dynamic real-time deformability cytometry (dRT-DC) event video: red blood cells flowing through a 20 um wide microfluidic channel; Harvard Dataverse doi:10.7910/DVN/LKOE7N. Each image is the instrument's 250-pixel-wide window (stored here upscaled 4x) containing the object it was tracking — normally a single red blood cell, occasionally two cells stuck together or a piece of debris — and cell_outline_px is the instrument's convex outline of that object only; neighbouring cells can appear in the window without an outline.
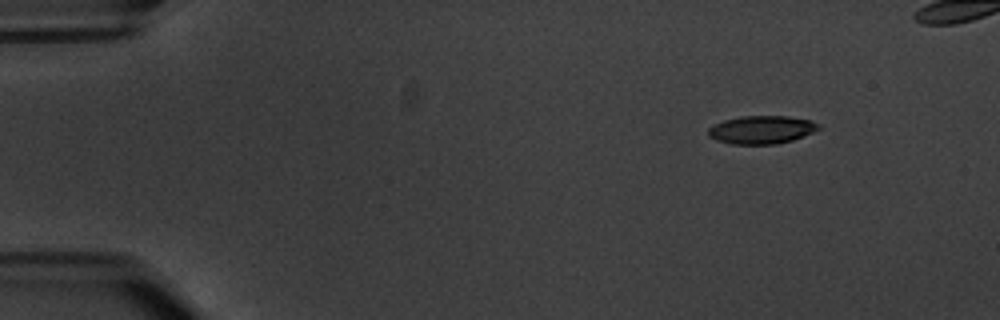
{"species": "common noctule bat (a hibernating species)", "species_latin": "Nyctalus noctula", "temperature_condition": "warm", "stored_images_in_passage": 8, "camera_frame_rate_fps": 3000, "um_per_image_px": 0.085, "animal": {"sex": "male", "body_mass_g": 20.1, "forearm_length_mm": 53.5}, "frame": {"image": 1, "passage_image": 1, "time_ms": 0.0, "image_size_px": [1000, 320], "cell_outline_px": [[820, 128], [812, 132], [792, 140], [776, 144], [732, 144], [716, 140], [708, 136], [708, 128], [712, 124], [724, 120], [740, 116], [788, 116], [808, 120], [820, 124]], "centroid_in_image_um": [64.68, 11.02], "position_along_channel_um": 20.3, "area_um2": 18.03}}
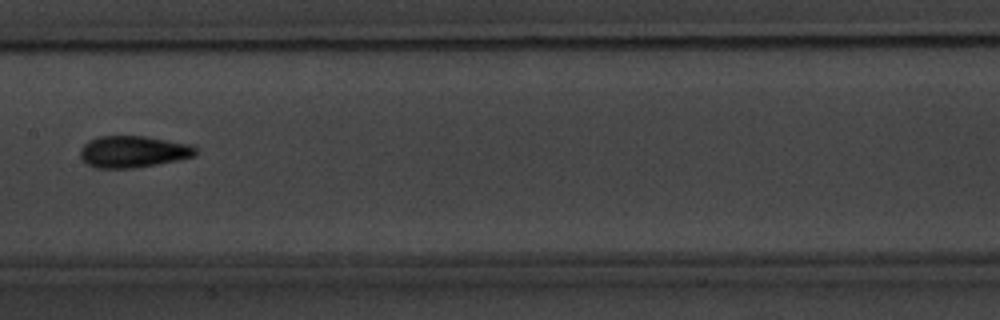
{"frame": {"image": 2, "passage_image": 7, "time_ms": 8.0, "image_size_px": [1000, 320], "cell_outline_px": [[196, 156], [136, 168], [92, 168], [80, 156], [80, 148], [88, 140], [96, 136], [148, 136], [192, 144], [196, 148]], "centroid_in_image_um": [11.31, 12.88], "position_along_channel_um": 196.1, "area_um2": 21.56}}